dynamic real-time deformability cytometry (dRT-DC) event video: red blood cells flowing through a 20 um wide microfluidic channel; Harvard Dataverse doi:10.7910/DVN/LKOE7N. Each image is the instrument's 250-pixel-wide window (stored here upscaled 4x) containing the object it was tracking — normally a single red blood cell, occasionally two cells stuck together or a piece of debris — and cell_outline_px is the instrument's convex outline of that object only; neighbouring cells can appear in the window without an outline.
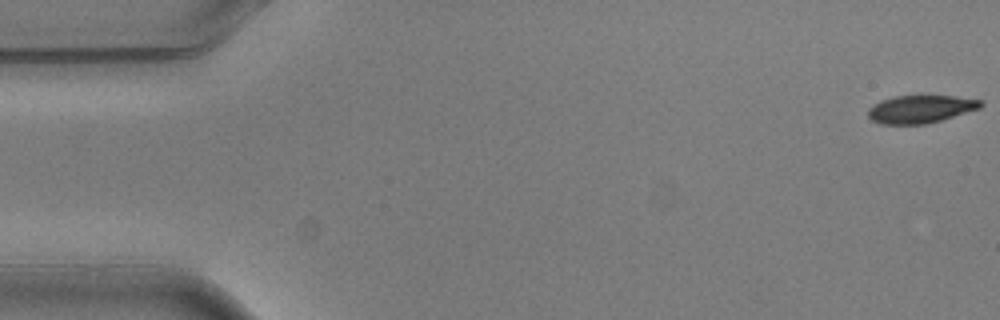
{"species": "common noctule bat (a hibernating species)", "species_latin": "Nyctalus noctula", "temperature_condition": "warm", "stored_images_in_passage": 5, "camera_frame_rate_fps": 3000, "um_per_image_px": 0.085, "animal": {"sex": "male", "body_mass_g": 20.5, "forearm_length_mm": 52.5}, "frame": {"image": 1, "passage_image": 1, "time_ms": 0.0, "image_size_px": [1000, 320], "cell_outline_px": [[984, 104], [980, 108], [940, 120], [924, 124], [880, 124], [872, 120], [868, 116], [868, 108], [880, 100], [896, 96], [956, 96], [984, 100]], "centroid_in_image_um": [78.25, 9.26], "position_along_channel_um": 6.8, "area_um2": 18.21}}